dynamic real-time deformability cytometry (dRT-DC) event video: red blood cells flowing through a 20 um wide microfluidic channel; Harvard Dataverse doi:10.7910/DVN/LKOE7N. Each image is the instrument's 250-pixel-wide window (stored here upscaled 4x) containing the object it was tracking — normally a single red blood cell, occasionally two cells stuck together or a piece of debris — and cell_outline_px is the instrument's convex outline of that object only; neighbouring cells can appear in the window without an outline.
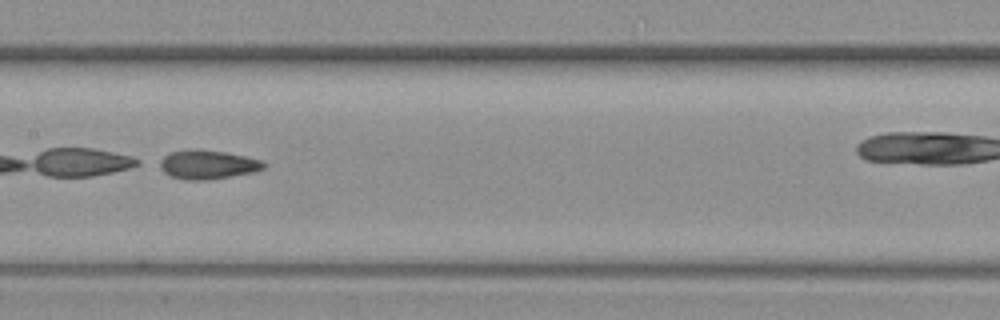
{"species": "common noctule bat (a hibernating species)", "species_latin": "Nyctalus noctula", "temperature_condition": "warm", "stored_images_in_passage": 6, "camera_frame_rate_fps": 3000, "um_per_image_px": 0.085, "animal": {"sex": "female", "body_mass_g": 19.3, "forearm_length_mm": 54.1}, "frame": {"image": 1, "passage_image": 5, "time_ms": 1.333, "image_size_px": [1000, 320], "cell_outline_px": [[268, 164], [264, 168], [252, 172], [204, 180], [184, 180], [172, 176], [164, 172], [152, 164], [156, 160], [168, 152], [188, 148], [196, 148], [224, 152], [264, 160]], "centroid_in_image_um": [17.52, 13.96], "position_along_channel_um": 189.9, "area_um2": 18.09}}